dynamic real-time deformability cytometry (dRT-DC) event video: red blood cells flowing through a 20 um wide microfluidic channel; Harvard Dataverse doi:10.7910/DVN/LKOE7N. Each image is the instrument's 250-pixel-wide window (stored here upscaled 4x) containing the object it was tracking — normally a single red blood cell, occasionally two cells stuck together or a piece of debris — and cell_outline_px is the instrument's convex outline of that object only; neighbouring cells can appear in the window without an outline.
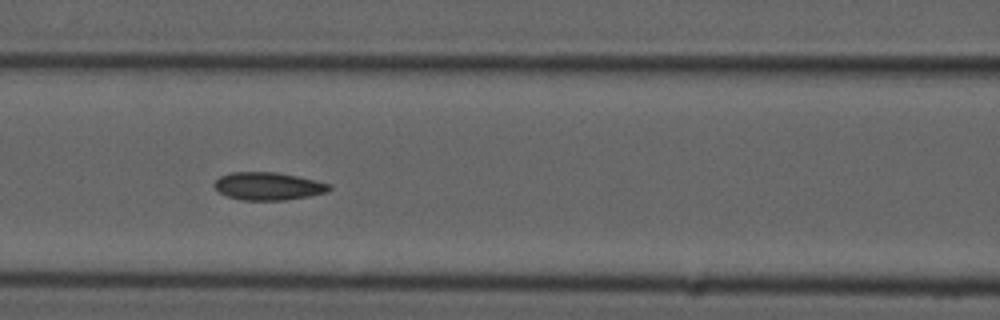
{"species": "common noctule bat (a hibernating species)", "species_latin": "Nyctalus noctula", "temperature_condition": "cold", "stored_images_in_passage": 5, "segment_of_instrument_passage": [1, 2], "camera_frame_rate_fps": 3000, "um_per_image_px": 0.085, "animal": {"sex": "male", "forearm_length_mm": 52.5}, "frame": {"image": 1, "passage_image": 3, "time_ms": 2.333, "image_size_px": [1000, 320], "cell_outline_px": [[332, 188], [328, 192], [308, 196], [284, 200], [240, 200], [228, 196], [220, 192], [212, 184], [220, 176], [232, 172], [276, 172], [316, 180], [332, 184]], "centroid_in_image_um": [22.82, 15.82], "position_along_channel_um": 143.8, "area_um2": 18.61}}
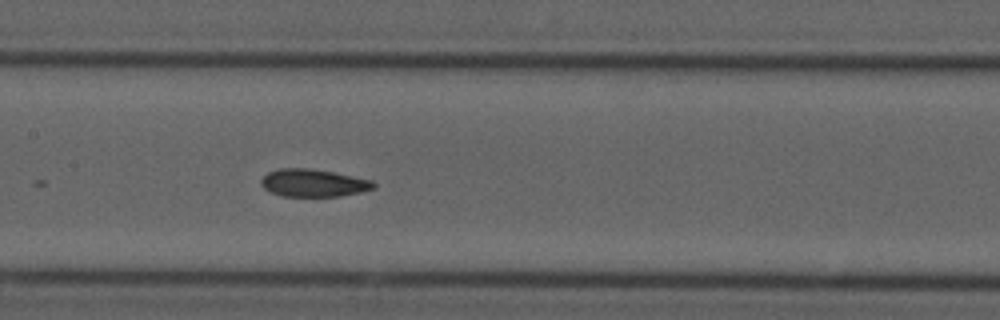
{"frame": {"image": 2, "passage_image": 4, "time_ms": 3.333, "image_size_px": [1000, 320], "cell_outline_px": [[376, 188], [360, 192], [340, 196], [280, 196], [264, 188], [260, 184], [260, 180], [268, 172], [280, 168], [312, 168], [372, 180], [376, 184]], "centroid_in_image_um": [26.63, 15.55], "position_along_channel_um": 180.8, "area_um2": 18.09}}